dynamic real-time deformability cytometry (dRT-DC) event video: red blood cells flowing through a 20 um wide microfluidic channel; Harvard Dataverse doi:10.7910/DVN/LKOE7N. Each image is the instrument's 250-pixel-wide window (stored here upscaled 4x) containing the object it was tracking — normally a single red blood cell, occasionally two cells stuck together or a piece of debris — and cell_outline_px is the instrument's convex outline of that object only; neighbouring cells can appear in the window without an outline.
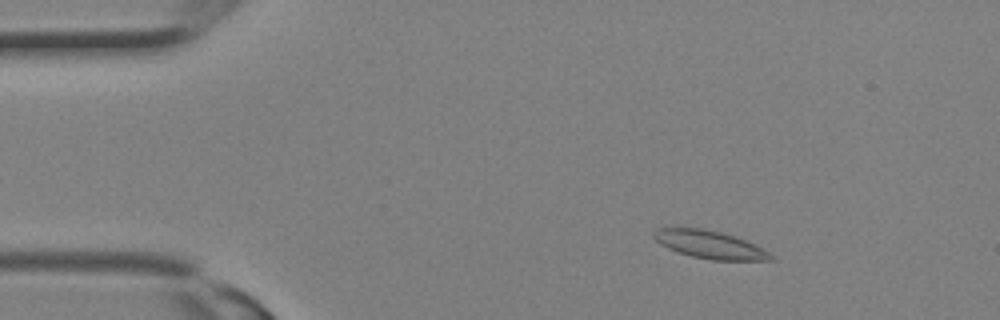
{"species": "Egyptian fruit bat (a non-hibernating species)", "species_latin": "Rousettus aegyptiacus", "temperature_condition": "room temperature", "stored_images_in_passage": 11, "camera_frame_rate_fps": 3000, "um_per_image_px": 0.085, "animal": {"sex": "female"}, "frame": {"image": 1, "passage_image": 4, "time_ms": 1.0, "image_size_px": [1000, 320], "cell_outline_px": [[776, 260], [712, 260], [692, 256], [676, 252], [660, 244], [652, 236], [652, 232], [656, 228], [700, 228], [720, 232], [756, 244], [768, 252]], "centroid_in_image_um": [60.29, 20.79], "position_along_channel_um": 24.7, "area_um2": 18.84}}
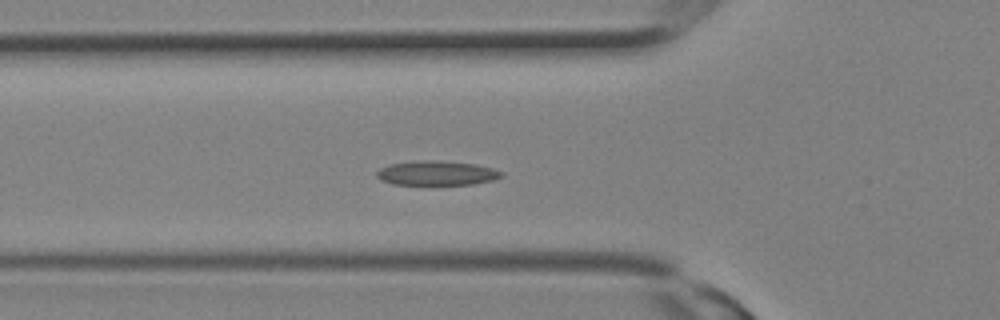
{"frame": {"image": 2, "passage_image": 10, "time_ms": 3.0, "image_size_px": [1000, 320], "cell_outline_px": [[504, 176], [492, 180], [472, 184], [392, 184], [380, 180], [376, 176], [376, 172], [380, 168], [388, 164], [424, 160], [432, 160], [476, 164], [492, 168], [504, 172]], "centroid_in_image_um": [37.11, 14.71], "position_along_channel_um": 88.7, "area_um2": 17.69}}